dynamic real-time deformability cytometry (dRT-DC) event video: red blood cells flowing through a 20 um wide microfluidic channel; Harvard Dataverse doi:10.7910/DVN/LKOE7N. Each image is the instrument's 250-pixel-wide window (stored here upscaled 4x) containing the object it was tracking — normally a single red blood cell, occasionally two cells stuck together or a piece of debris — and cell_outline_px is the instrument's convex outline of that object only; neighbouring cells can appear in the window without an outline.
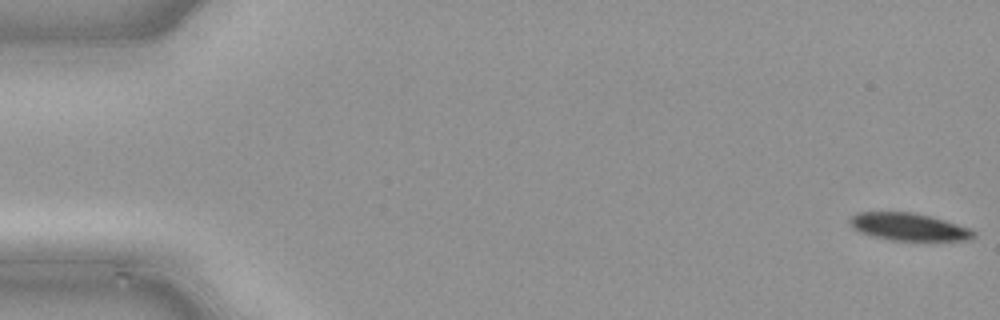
{"species": "common noctule bat (a hibernating species)", "species_latin": "Nyctalus noctula", "temperature_condition": "cold", "stored_images_in_passage": 49, "camera_frame_rate_fps": 3000, "um_per_image_px": 0.085, "animal": {"sex": "male", "body_mass_g": 21.5, "forearm_length_mm": 52.0}, "frame": {"image": 1, "passage_image": 1, "time_ms": 0.0, "image_size_px": [1000, 320], "cell_outline_px": [[976, 236], [972, 240], [892, 240], [872, 236], [860, 232], [848, 220], [856, 212], [912, 212], [932, 216], [968, 228], [976, 232]], "centroid_in_image_um": [77.27, 19.28], "position_along_channel_um": 7.7, "area_um2": 19.65}}
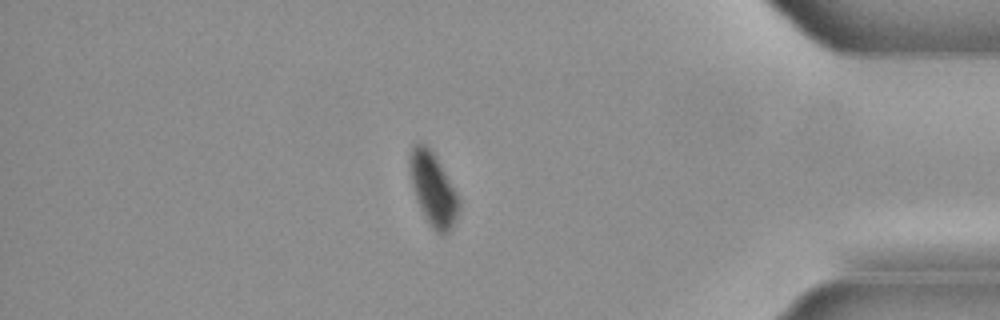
{"frame": {"image": 2, "passage_image": 42, "time_ms": 13.667, "image_size_px": [1000, 320], "cell_outline_px": [[460, 208], [456, 220], [448, 232], [444, 236], [440, 236], [432, 228], [424, 216], [416, 200], [412, 184], [408, 164], [408, 156], [412, 144], [420, 140], [436, 156], [456, 192], [460, 200]], "centroid_in_image_um": [36.79, 16.07], "position_along_channel_um": 398.4, "area_um2": 21.21}}
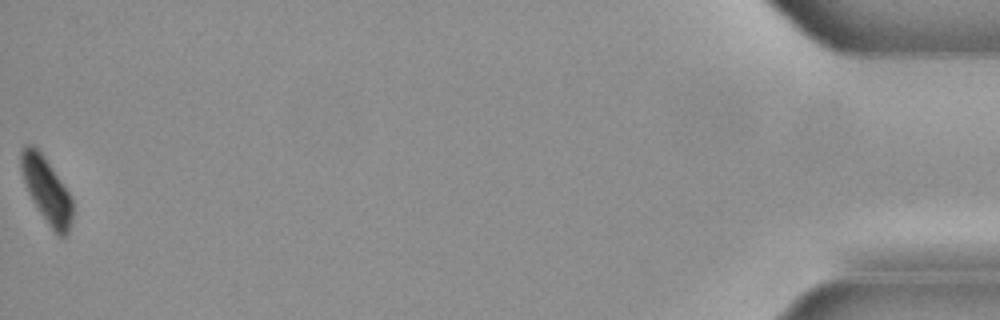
{"frame": {"image": 3, "passage_image": 49, "time_ms": 16.0, "image_size_px": [1000, 320], "cell_outline_px": [[72, 220], [68, 232], [64, 240], [56, 236], [32, 200], [28, 192], [20, 168], [20, 148], [24, 144], [32, 144], [40, 152], [72, 196]], "centroid_in_image_um": [3.96, 16.19], "position_along_channel_um": 431.2, "area_um2": 19.65}}